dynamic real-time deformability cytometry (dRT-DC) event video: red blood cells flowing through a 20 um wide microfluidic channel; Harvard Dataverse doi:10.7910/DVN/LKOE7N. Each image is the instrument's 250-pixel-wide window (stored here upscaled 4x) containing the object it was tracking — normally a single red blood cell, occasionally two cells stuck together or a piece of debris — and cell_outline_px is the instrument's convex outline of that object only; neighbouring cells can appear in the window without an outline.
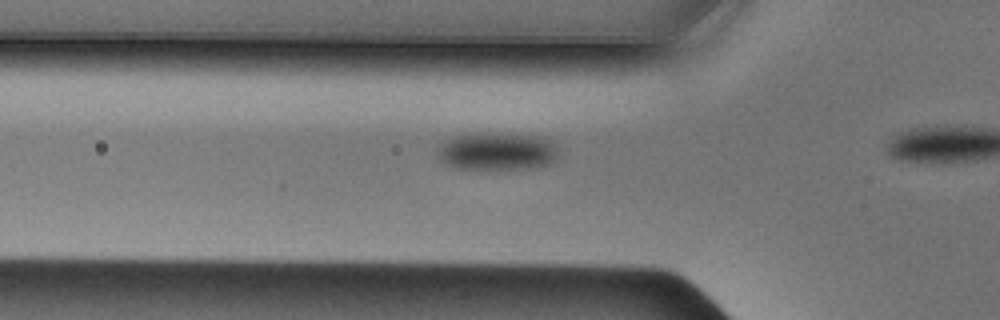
{"species": "Egyptian fruit bat (a non-hibernating species)", "species_latin": "Rousettus aegyptiacus", "temperature_condition": "cold", "stored_images_in_passage": 14, "camera_frame_rate_fps": 3000, "um_per_image_px": 0.085, "animal": {"sex": "male"}, "frame": {"image": 1, "passage_image": 12, "time_ms": 3.667, "image_size_px": [1000, 320], "cell_outline_px": [[556, 160], [548, 164], [532, 168], [456, 168], [444, 164], [440, 160], [436, 152], [436, 148], [452, 136], [464, 132], [488, 132], [536, 136], [544, 140], [556, 152]], "centroid_in_image_um": [42.09, 12.84], "position_along_channel_um": 83.7, "area_um2": 26.36}}